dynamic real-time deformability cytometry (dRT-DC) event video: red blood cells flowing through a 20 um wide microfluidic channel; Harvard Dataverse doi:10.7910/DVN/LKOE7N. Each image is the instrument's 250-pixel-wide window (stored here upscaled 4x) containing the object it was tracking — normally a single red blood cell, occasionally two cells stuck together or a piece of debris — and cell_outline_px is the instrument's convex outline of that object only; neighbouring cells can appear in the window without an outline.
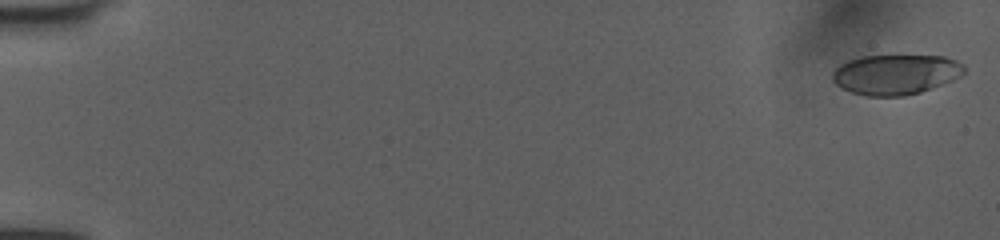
{"species": "human", "species_latin": "Homo sapiens", "temperature_condition": "room temperature", "stored_images_in_passage": 52, "camera_frame_rate_fps": 3000, "um_per_image_px": 0.085, "donor": {"sex": "female"}, "frame": {"image": 1, "passage_image": 1, "time_ms": 0.0, "image_size_px": [1000, 240], "cell_outline_px": [[964, 72], [960, 76], [952, 80], [932, 88], [920, 92], [904, 96], [864, 96], [840, 88], [832, 80], [832, 72], [840, 64], [848, 60], [864, 56], [944, 56], [956, 60], [964, 64]], "centroid_in_image_um": [76.11, 6.33], "position_along_channel_um": 8.9, "area_um2": 30.81}}
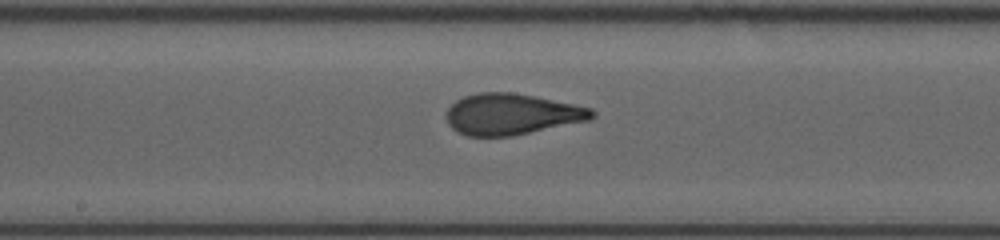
{"frame": {"image": 2, "passage_image": 29, "time_ms": 9.333, "image_size_px": [1000, 240], "cell_outline_px": [[596, 116], [592, 120], [508, 136], [468, 136], [456, 132], [448, 124], [448, 108], [456, 100], [464, 96], [480, 92], [512, 92], [592, 108], [596, 112]], "centroid_in_image_um": [43.5, 9.71], "position_along_channel_um": 204.7, "area_um2": 34.62}}
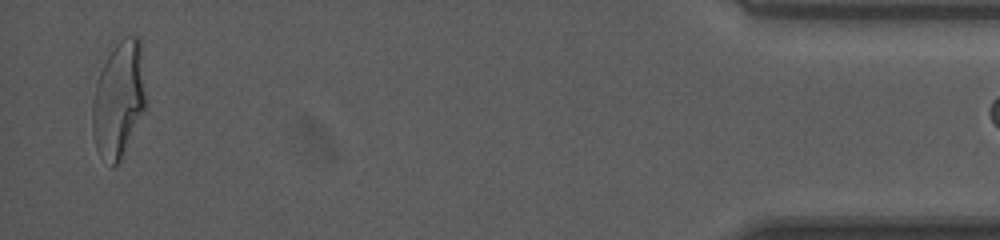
{"frame": {"image": 3, "passage_image": 51, "time_ms": 16.667, "image_size_px": [1000, 240], "cell_outline_px": [[148, 104], [120, 160], [112, 168], [96, 148], [92, 132], [92, 100], [96, 84], [100, 72], [108, 56], [116, 44], [124, 36], [140, 36], [148, 100]], "centroid_in_image_um": [10.13, 8.43], "position_along_channel_um": 425.1, "area_um2": 36.59}}